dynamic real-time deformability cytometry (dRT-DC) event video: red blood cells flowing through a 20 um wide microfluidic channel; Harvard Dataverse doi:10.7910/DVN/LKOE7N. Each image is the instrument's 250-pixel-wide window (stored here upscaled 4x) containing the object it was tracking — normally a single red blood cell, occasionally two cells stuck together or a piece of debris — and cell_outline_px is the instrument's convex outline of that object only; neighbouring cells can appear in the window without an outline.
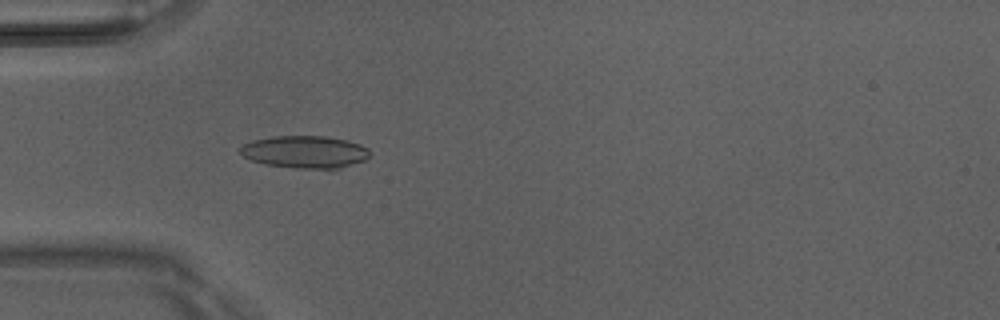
{"species": "Egyptian fruit bat (a non-hibernating species)", "species_latin": "Rousettus aegyptiacus", "temperature_condition": "room temperature", "stored_images_in_passage": 5, "camera_frame_rate_fps": 3000, "um_per_image_px": 0.085, "animal": {"sex": "male"}, "frame": {"image": 1, "passage_image": 5, "time_ms": 1.333, "image_size_px": [1000, 320], "cell_outline_px": [[372, 152], [364, 160], [328, 172], [264, 164], [252, 160], [244, 156], [240, 152], [240, 148], [244, 144], [252, 140], [272, 136], [324, 136], [348, 140], [360, 144], [368, 148]], "centroid_in_image_um": [25.97, 12.94], "position_along_channel_um": 59.0, "area_um2": 25.03}}